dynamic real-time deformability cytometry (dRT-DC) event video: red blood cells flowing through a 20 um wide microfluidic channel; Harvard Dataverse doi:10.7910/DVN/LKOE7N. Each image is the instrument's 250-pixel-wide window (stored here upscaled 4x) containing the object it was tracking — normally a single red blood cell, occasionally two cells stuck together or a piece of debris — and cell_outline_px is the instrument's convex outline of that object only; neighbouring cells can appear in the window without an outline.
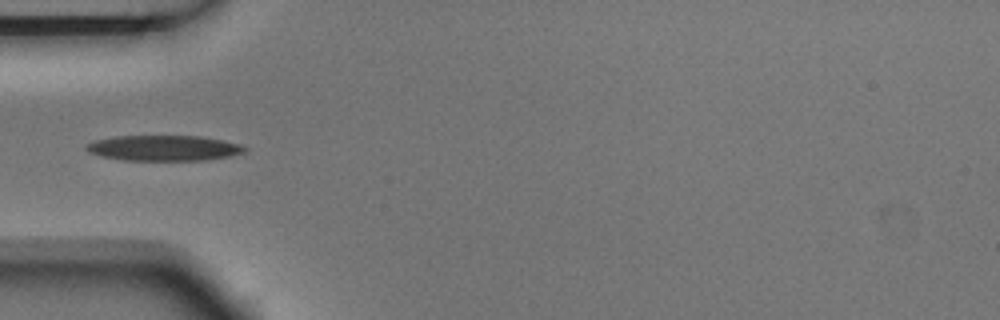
{"species": "Egyptian fruit bat (a non-hibernating species)", "species_latin": "Rousettus aegyptiacus", "temperature_condition": "room temperature", "stored_images_in_passage": 7, "camera_frame_rate_fps": 3000, "um_per_image_px": 0.085, "animal": {"sex": "male"}, "frame": {"image": 1, "passage_image": 4, "time_ms": 1.0, "image_size_px": [1000, 320], "cell_outline_px": [[248, 152], [232, 156], [208, 160], [124, 160], [100, 156], [88, 152], [84, 148], [84, 144], [96, 140], [116, 136], [200, 136], [224, 140], [240, 144], [248, 148]], "centroid_in_image_um": [13.96, 12.58], "position_along_channel_um": 71.0, "area_um2": 23.81}}
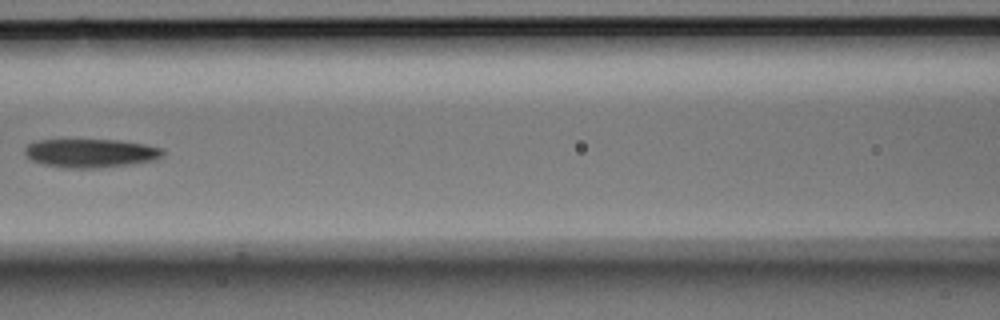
{"frame": {"image": 2, "passage_image": 6, "time_ms": 1.667, "image_size_px": [1000, 320], "cell_outline_px": [[164, 156], [156, 160], [132, 164], [96, 168], [64, 168], [44, 164], [32, 160], [24, 152], [24, 148], [28, 144], [36, 140], [120, 140], [144, 144], [164, 148]], "centroid_in_image_um": [7.75, 13.01], "position_along_channel_um": 158.9, "area_um2": 23.18}}
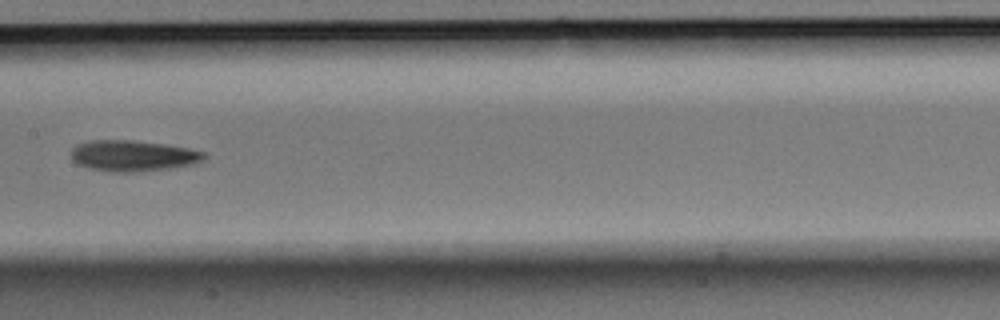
{"frame": {"image": 3, "passage_image": 7, "time_ms": 2.0, "image_size_px": [1000, 320], "cell_outline_px": [[208, 156], [204, 160], [196, 164], [168, 168], [136, 172], [112, 172], [88, 168], [76, 164], [72, 160], [72, 148], [76, 144], [92, 140], [132, 140], [164, 144], [188, 148], [204, 152]], "centroid_in_image_um": [11.3, 13.24], "position_along_channel_um": 196.1, "area_um2": 24.16}}